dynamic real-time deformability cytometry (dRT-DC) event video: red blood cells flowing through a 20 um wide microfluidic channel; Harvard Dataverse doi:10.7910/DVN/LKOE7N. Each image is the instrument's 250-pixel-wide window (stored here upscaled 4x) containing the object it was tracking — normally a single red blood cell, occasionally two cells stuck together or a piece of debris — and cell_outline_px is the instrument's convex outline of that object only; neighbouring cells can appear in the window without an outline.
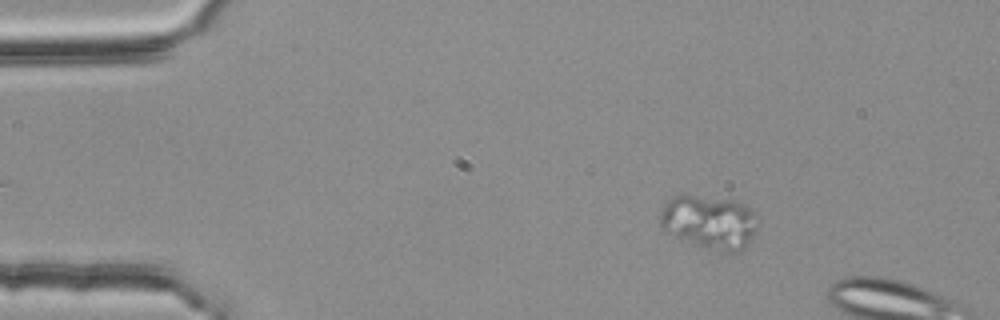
{"species": "common noctule bat (a hibernating species)", "species_latin": "Nyctalus noctula", "temperature_condition": "room temperature", "stored_images_in_passage": 10, "camera_frame_rate_fps": 3000, "um_per_image_px": 0.085, "animal": {"sex": "female", "body_mass_g": 25.1}, "frame": {"image": 1, "passage_image": 6, "time_ms": 1.667, "image_size_px": [1000, 320], "cell_outline_px": [[756, 228], [748, 244], [740, 252], [724, 252], [704, 248], [664, 232], [660, 224], [660, 208], [672, 196], [684, 192], [732, 200], [744, 204], [756, 212]], "centroid_in_image_um": [60.25, 18.84], "position_along_channel_um": 24.7, "area_um2": 31.33}}